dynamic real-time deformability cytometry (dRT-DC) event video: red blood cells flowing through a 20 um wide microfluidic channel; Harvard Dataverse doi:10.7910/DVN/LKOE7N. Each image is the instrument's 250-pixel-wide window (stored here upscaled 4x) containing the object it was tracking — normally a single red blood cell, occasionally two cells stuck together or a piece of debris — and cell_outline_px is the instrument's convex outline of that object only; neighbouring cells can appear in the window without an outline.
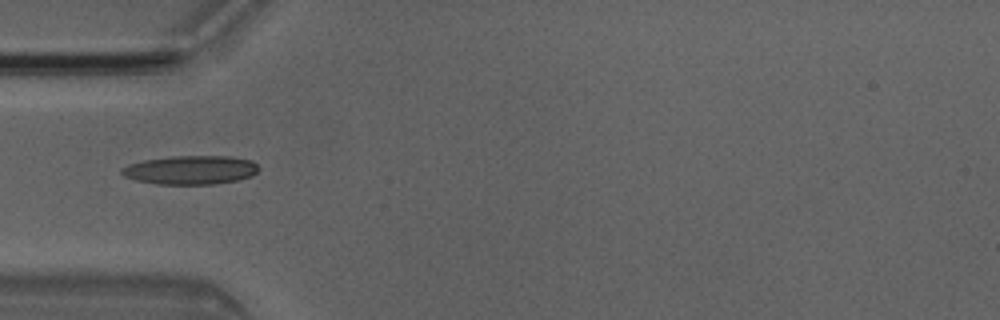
{"species": "Egyptian fruit bat (a non-hibernating species)", "species_latin": "Rousettus aegyptiacus", "temperature_condition": "room temperature", "stored_images_in_passage": 5, "camera_frame_rate_fps": 3000, "um_per_image_px": 0.085, "animal": {"sex": "male"}, "frame": {"image": 1, "passage_image": 4, "time_ms": 1.0, "image_size_px": [1000, 320], "cell_outline_px": [[260, 168], [252, 176], [240, 180], [216, 184], [156, 184], [136, 180], [124, 176], [120, 172], [120, 168], [128, 164], [144, 160], [172, 156], [232, 156], [252, 160]], "centroid_in_image_um": [16.22, 14.44], "position_along_channel_um": 68.8, "area_um2": 23.24}}